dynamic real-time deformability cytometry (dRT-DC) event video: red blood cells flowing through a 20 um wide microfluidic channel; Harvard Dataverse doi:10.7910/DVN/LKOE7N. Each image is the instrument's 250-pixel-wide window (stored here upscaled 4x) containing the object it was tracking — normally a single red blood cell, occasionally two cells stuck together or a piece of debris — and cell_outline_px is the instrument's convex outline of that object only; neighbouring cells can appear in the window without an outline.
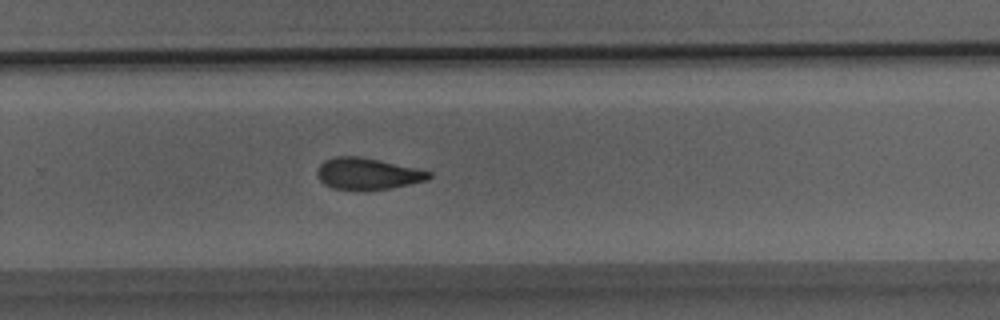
{"species": "Egyptian fruit bat (a non-hibernating species)", "species_latin": "Rousettus aegyptiacus", "temperature_condition": "room temperature", "stored_images_in_passage": 33, "camera_frame_rate_fps": 3000, "um_per_image_px": 0.085, "animal": {"sex": "male"}, "frame": {"image": 1, "passage_image": 22, "time_ms": 7.0, "image_size_px": [1000, 320], "cell_outline_px": [[432, 176], [428, 180], [392, 188], [364, 192], [332, 188], [324, 184], [320, 180], [316, 172], [320, 164], [324, 160], [332, 156], [360, 156], [380, 160], [416, 168], [432, 172]], "centroid_in_image_um": [31.23, 14.79], "position_along_channel_um": 298.6, "area_um2": 21.1}}
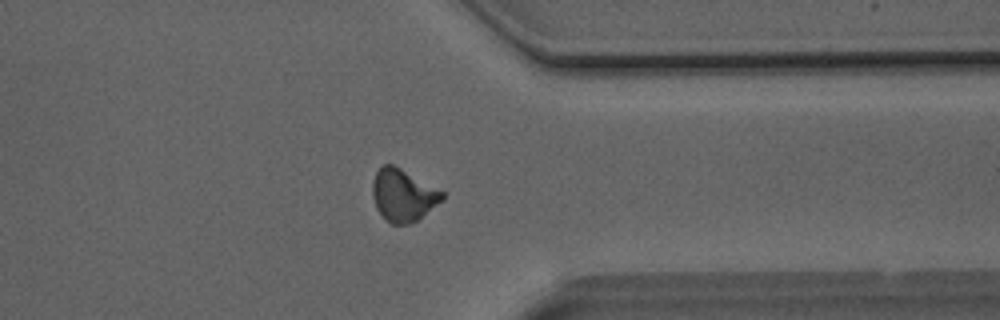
{"frame": {"image": 2, "passage_image": 26, "time_ms": 8.333, "image_size_px": [1000, 320], "cell_outline_px": [[448, 192], [444, 200], [416, 220], [408, 224], [392, 224], [376, 208], [372, 196], [372, 184], [376, 172], [384, 164], [392, 164]], "centroid_in_image_um": [34.32, 16.57], "position_along_channel_um": 377.1, "area_um2": 21.33}}
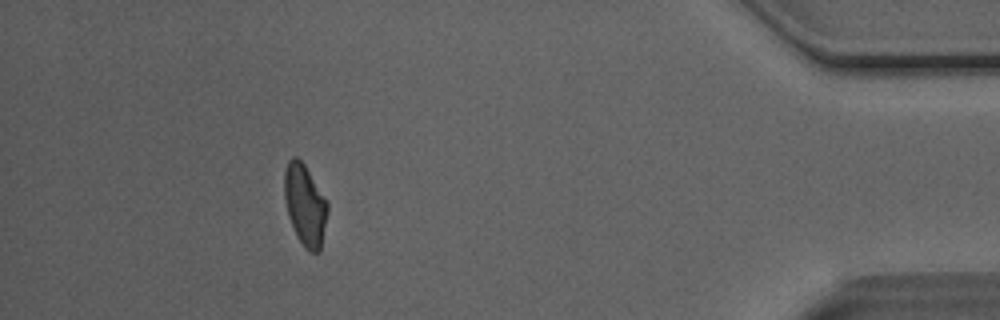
{"frame": {"image": 3, "passage_image": 30, "time_ms": 9.667, "image_size_px": [1000, 320], "cell_outline_px": [[328, 212], [320, 252], [308, 252], [304, 248], [288, 216], [284, 196], [284, 172], [288, 160], [292, 156], [296, 156], [304, 164], [328, 200]], "centroid_in_image_um": [25.94, 17.4], "position_along_channel_um": 409.3, "area_um2": 20.58}}